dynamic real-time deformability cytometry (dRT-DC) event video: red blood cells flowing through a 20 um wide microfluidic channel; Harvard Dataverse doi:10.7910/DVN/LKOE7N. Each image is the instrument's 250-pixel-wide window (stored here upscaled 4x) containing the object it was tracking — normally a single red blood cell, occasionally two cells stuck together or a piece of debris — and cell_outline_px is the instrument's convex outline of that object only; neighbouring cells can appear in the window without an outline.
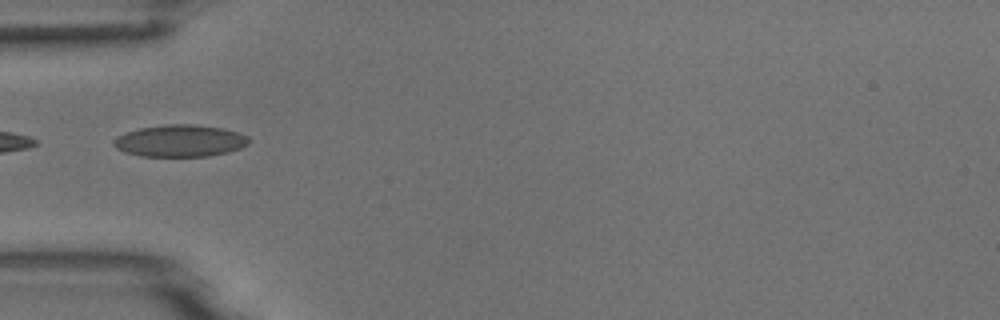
{"species": "common noctule bat (a hibernating species)", "species_latin": "Nyctalus noctula", "temperature_condition": "room temperature", "stored_images_in_passage": 4, "camera_frame_rate_fps": 3000, "um_per_image_px": 0.085, "animal": {"sex": "male", "body_mass_g": 18.8}, "frame": {"image": 1, "passage_image": 4, "time_ms": 3.333, "image_size_px": [1000, 320], "cell_outline_px": [[252, 140], [248, 144], [240, 148], [228, 152], [208, 156], [140, 156], [124, 152], [116, 148], [112, 144], [112, 140], [116, 136], [140, 128], [164, 124], [192, 124], [224, 128], [248, 136]], "centroid_in_image_um": [15.3, 11.97], "position_along_channel_um": 69.7, "area_um2": 25.32}}